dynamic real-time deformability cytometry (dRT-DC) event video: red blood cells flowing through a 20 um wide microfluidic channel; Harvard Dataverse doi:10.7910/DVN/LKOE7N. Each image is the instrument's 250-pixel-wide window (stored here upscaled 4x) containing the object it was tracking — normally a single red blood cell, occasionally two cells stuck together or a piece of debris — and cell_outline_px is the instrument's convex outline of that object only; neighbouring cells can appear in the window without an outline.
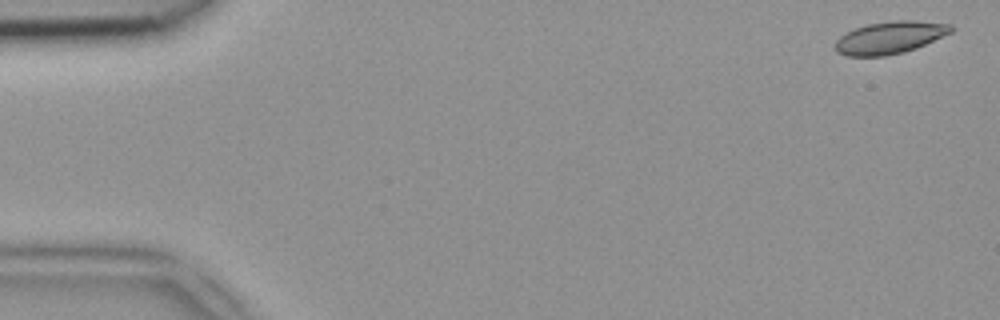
{"species": "common noctule bat (a hibernating species)", "species_latin": "Nyctalus noctula", "temperature_condition": "room temperature", "stored_images_in_passage": 10, "camera_frame_rate_fps": 3000, "um_per_image_px": 0.085, "animal": {"sex": "female", "body_mass_g": 18.4}, "frame": {"image": 1, "passage_image": 2, "time_ms": 0.333, "image_size_px": [1000, 320], "cell_outline_px": [[956, 28], [952, 32], [916, 48], [904, 52], [884, 56], [844, 56], [836, 52], [836, 40], [840, 36], [856, 28], [868, 24], [892, 20], [916, 20], [952, 24]], "centroid_in_image_um": [75.67, 3.19], "position_along_channel_um": 9.3, "area_um2": 21.91}}